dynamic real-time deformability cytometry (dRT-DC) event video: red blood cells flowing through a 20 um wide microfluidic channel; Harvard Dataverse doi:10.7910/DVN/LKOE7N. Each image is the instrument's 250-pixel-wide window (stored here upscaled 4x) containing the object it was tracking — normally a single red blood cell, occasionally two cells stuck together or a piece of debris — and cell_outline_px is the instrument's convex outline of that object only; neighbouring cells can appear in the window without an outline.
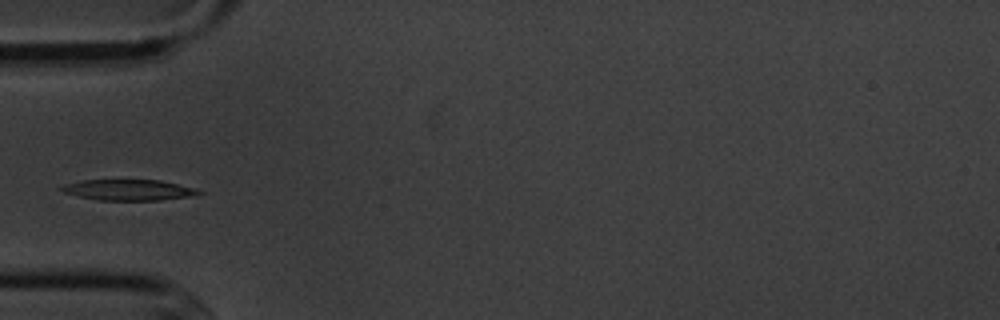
{"species": "common noctule bat (a hibernating species)", "species_latin": "Nyctalus noctula", "temperature_condition": "cold", "stored_images_in_passage": 3, "camera_frame_rate_fps": 3000, "um_per_image_px": 0.085, "animal": {"sex": "male", "body_mass_g": 20.1, "forearm_length_mm": 53.5}, "frame": {"image": 1, "passage_image": 3, "time_ms": 3.0, "image_size_px": [1000, 320], "cell_outline_px": [[204, 192], [196, 196], [160, 200], [100, 200], [80, 196], [64, 192], [56, 188], [64, 184], [80, 180], [160, 180], [196, 188]], "centroid_in_image_um": [10.96, 16.14], "position_along_channel_um": 74.0, "area_um2": 16.76}}